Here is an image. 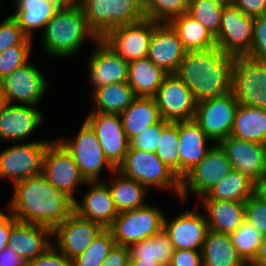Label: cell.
I'll return each instance as SVG.
<instances>
[{"label": "cell", "mask_w": 266, "mask_h": 266, "mask_svg": "<svg viewBox=\"0 0 266 266\" xmlns=\"http://www.w3.org/2000/svg\"><path fill=\"white\" fill-rule=\"evenodd\" d=\"M91 45V54H88L86 61L89 95L108 84L127 82L128 62L111 50L101 38Z\"/></svg>", "instance_id": "2e32d148"}, {"label": "cell", "mask_w": 266, "mask_h": 266, "mask_svg": "<svg viewBox=\"0 0 266 266\" xmlns=\"http://www.w3.org/2000/svg\"><path fill=\"white\" fill-rule=\"evenodd\" d=\"M241 12L253 17L266 14V0H229Z\"/></svg>", "instance_id": "f907efd6"}, {"label": "cell", "mask_w": 266, "mask_h": 266, "mask_svg": "<svg viewBox=\"0 0 266 266\" xmlns=\"http://www.w3.org/2000/svg\"><path fill=\"white\" fill-rule=\"evenodd\" d=\"M10 16L25 35L34 40L36 31L43 33L46 24L63 4L60 0H11ZM40 31V32H39Z\"/></svg>", "instance_id": "cb8c5ba5"}, {"label": "cell", "mask_w": 266, "mask_h": 266, "mask_svg": "<svg viewBox=\"0 0 266 266\" xmlns=\"http://www.w3.org/2000/svg\"><path fill=\"white\" fill-rule=\"evenodd\" d=\"M164 215L162 205L150 201L143 207L119 212L108 229L116 244L130 247L159 233Z\"/></svg>", "instance_id": "30bf717a"}, {"label": "cell", "mask_w": 266, "mask_h": 266, "mask_svg": "<svg viewBox=\"0 0 266 266\" xmlns=\"http://www.w3.org/2000/svg\"><path fill=\"white\" fill-rule=\"evenodd\" d=\"M43 112L42 107L8 103L0 113V143L35 141L31 138L43 127L46 119Z\"/></svg>", "instance_id": "e0dca14e"}, {"label": "cell", "mask_w": 266, "mask_h": 266, "mask_svg": "<svg viewBox=\"0 0 266 266\" xmlns=\"http://www.w3.org/2000/svg\"><path fill=\"white\" fill-rule=\"evenodd\" d=\"M155 153L180 178L178 122H170L162 130Z\"/></svg>", "instance_id": "f35d334b"}, {"label": "cell", "mask_w": 266, "mask_h": 266, "mask_svg": "<svg viewBox=\"0 0 266 266\" xmlns=\"http://www.w3.org/2000/svg\"><path fill=\"white\" fill-rule=\"evenodd\" d=\"M232 170V164L229 162L225 151L218 143L214 144L203 160L180 179L178 204H182L181 208H184L189 204L190 197L193 199L196 197V202L221 180L225 179Z\"/></svg>", "instance_id": "52a82bcc"}, {"label": "cell", "mask_w": 266, "mask_h": 266, "mask_svg": "<svg viewBox=\"0 0 266 266\" xmlns=\"http://www.w3.org/2000/svg\"><path fill=\"white\" fill-rule=\"evenodd\" d=\"M186 52L178 33L169 22L155 25L147 56L154 65L167 74L174 73Z\"/></svg>", "instance_id": "603a6c76"}, {"label": "cell", "mask_w": 266, "mask_h": 266, "mask_svg": "<svg viewBox=\"0 0 266 266\" xmlns=\"http://www.w3.org/2000/svg\"><path fill=\"white\" fill-rule=\"evenodd\" d=\"M65 3H86V2H109L110 0H60Z\"/></svg>", "instance_id": "6f0895ef"}, {"label": "cell", "mask_w": 266, "mask_h": 266, "mask_svg": "<svg viewBox=\"0 0 266 266\" xmlns=\"http://www.w3.org/2000/svg\"><path fill=\"white\" fill-rule=\"evenodd\" d=\"M121 4L128 6L133 0H118Z\"/></svg>", "instance_id": "94428289"}, {"label": "cell", "mask_w": 266, "mask_h": 266, "mask_svg": "<svg viewBox=\"0 0 266 266\" xmlns=\"http://www.w3.org/2000/svg\"><path fill=\"white\" fill-rule=\"evenodd\" d=\"M187 51L208 50L216 46L215 37L188 13L169 22Z\"/></svg>", "instance_id": "836d02e7"}, {"label": "cell", "mask_w": 266, "mask_h": 266, "mask_svg": "<svg viewBox=\"0 0 266 266\" xmlns=\"http://www.w3.org/2000/svg\"><path fill=\"white\" fill-rule=\"evenodd\" d=\"M89 98L92 105L88 112L120 115L136 96L127 82H121L100 87Z\"/></svg>", "instance_id": "4dcf8cb0"}, {"label": "cell", "mask_w": 266, "mask_h": 266, "mask_svg": "<svg viewBox=\"0 0 266 266\" xmlns=\"http://www.w3.org/2000/svg\"><path fill=\"white\" fill-rule=\"evenodd\" d=\"M256 190V184L247 176L233 169L230 174L216 184L199 200H226L246 202Z\"/></svg>", "instance_id": "e575fe53"}, {"label": "cell", "mask_w": 266, "mask_h": 266, "mask_svg": "<svg viewBox=\"0 0 266 266\" xmlns=\"http://www.w3.org/2000/svg\"><path fill=\"white\" fill-rule=\"evenodd\" d=\"M103 229L100 224L82 218L74 211L52 230V244L73 260L84 252Z\"/></svg>", "instance_id": "d6986e66"}, {"label": "cell", "mask_w": 266, "mask_h": 266, "mask_svg": "<svg viewBox=\"0 0 266 266\" xmlns=\"http://www.w3.org/2000/svg\"><path fill=\"white\" fill-rule=\"evenodd\" d=\"M104 181L110 189L118 213L143 207L149 202L147 197H150L148 195L152 191L140 182L123 176L117 170L107 176Z\"/></svg>", "instance_id": "83f0119b"}, {"label": "cell", "mask_w": 266, "mask_h": 266, "mask_svg": "<svg viewBox=\"0 0 266 266\" xmlns=\"http://www.w3.org/2000/svg\"><path fill=\"white\" fill-rule=\"evenodd\" d=\"M232 164L233 169L247 176L255 184L264 178L266 145L237 139L233 136L218 143Z\"/></svg>", "instance_id": "7402d4cb"}, {"label": "cell", "mask_w": 266, "mask_h": 266, "mask_svg": "<svg viewBox=\"0 0 266 266\" xmlns=\"http://www.w3.org/2000/svg\"><path fill=\"white\" fill-rule=\"evenodd\" d=\"M12 190L4 207L17 221L53 230L74 212L75 201L56 189L42 174L14 183Z\"/></svg>", "instance_id": "7a4b0ae2"}, {"label": "cell", "mask_w": 266, "mask_h": 266, "mask_svg": "<svg viewBox=\"0 0 266 266\" xmlns=\"http://www.w3.org/2000/svg\"><path fill=\"white\" fill-rule=\"evenodd\" d=\"M230 237L238 254L245 262L255 259L263 238L260 231L245 220L235 232L230 234Z\"/></svg>", "instance_id": "60d3db41"}, {"label": "cell", "mask_w": 266, "mask_h": 266, "mask_svg": "<svg viewBox=\"0 0 266 266\" xmlns=\"http://www.w3.org/2000/svg\"><path fill=\"white\" fill-rule=\"evenodd\" d=\"M228 0H189L188 14L215 37L220 29L224 4Z\"/></svg>", "instance_id": "74e56055"}, {"label": "cell", "mask_w": 266, "mask_h": 266, "mask_svg": "<svg viewBox=\"0 0 266 266\" xmlns=\"http://www.w3.org/2000/svg\"><path fill=\"white\" fill-rule=\"evenodd\" d=\"M246 221L266 236V202L254 193L245 202Z\"/></svg>", "instance_id": "f6af8a7d"}, {"label": "cell", "mask_w": 266, "mask_h": 266, "mask_svg": "<svg viewBox=\"0 0 266 266\" xmlns=\"http://www.w3.org/2000/svg\"><path fill=\"white\" fill-rule=\"evenodd\" d=\"M201 253L203 266H246L229 234L209 230Z\"/></svg>", "instance_id": "d6a6232c"}, {"label": "cell", "mask_w": 266, "mask_h": 266, "mask_svg": "<svg viewBox=\"0 0 266 266\" xmlns=\"http://www.w3.org/2000/svg\"><path fill=\"white\" fill-rule=\"evenodd\" d=\"M52 245V229L40 225L17 221L10 231L8 247L27 264Z\"/></svg>", "instance_id": "d4e9b609"}, {"label": "cell", "mask_w": 266, "mask_h": 266, "mask_svg": "<svg viewBox=\"0 0 266 266\" xmlns=\"http://www.w3.org/2000/svg\"><path fill=\"white\" fill-rule=\"evenodd\" d=\"M230 135L240 140L266 145V110L239 104Z\"/></svg>", "instance_id": "1f68e13d"}, {"label": "cell", "mask_w": 266, "mask_h": 266, "mask_svg": "<svg viewBox=\"0 0 266 266\" xmlns=\"http://www.w3.org/2000/svg\"><path fill=\"white\" fill-rule=\"evenodd\" d=\"M192 209L185 208L172 217L165 212L163 230L174 249L201 251L209 226L203 211L196 203Z\"/></svg>", "instance_id": "4fadbf2b"}, {"label": "cell", "mask_w": 266, "mask_h": 266, "mask_svg": "<svg viewBox=\"0 0 266 266\" xmlns=\"http://www.w3.org/2000/svg\"><path fill=\"white\" fill-rule=\"evenodd\" d=\"M195 203L203 211L211 231L230 235L246 220L245 202L197 200Z\"/></svg>", "instance_id": "4316f807"}, {"label": "cell", "mask_w": 266, "mask_h": 266, "mask_svg": "<svg viewBox=\"0 0 266 266\" xmlns=\"http://www.w3.org/2000/svg\"><path fill=\"white\" fill-rule=\"evenodd\" d=\"M157 23L136 15L118 0H110L102 12L100 38L129 63L148 56Z\"/></svg>", "instance_id": "3957f363"}, {"label": "cell", "mask_w": 266, "mask_h": 266, "mask_svg": "<svg viewBox=\"0 0 266 266\" xmlns=\"http://www.w3.org/2000/svg\"><path fill=\"white\" fill-rule=\"evenodd\" d=\"M180 179L207 155L215 144L193 120L178 122Z\"/></svg>", "instance_id": "484cf974"}, {"label": "cell", "mask_w": 266, "mask_h": 266, "mask_svg": "<svg viewBox=\"0 0 266 266\" xmlns=\"http://www.w3.org/2000/svg\"><path fill=\"white\" fill-rule=\"evenodd\" d=\"M264 180H266V149H265V170H264Z\"/></svg>", "instance_id": "6125c7cd"}, {"label": "cell", "mask_w": 266, "mask_h": 266, "mask_svg": "<svg viewBox=\"0 0 266 266\" xmlns=\"http://www.w3.org/2000/svg\"><path fill=\"white\" fill-rule=\"evenodd\" d=\"M231 92L239 104L266 110V63L248 54L232 55Z\"/></svg>", "instance_id": "ba28073f"}, {"label": "cell", "mask_w": 266, "mask_h": 266, "mask_svg": "<svg viewBox=\"0 0 266 266\" xmlns=\"http://www.w3.org/2000/svg\"><path fill=\"white\" fill-rule=\"evenodd\" d=\"M255 193L266 202V180L263 179L256 184Z\"/></svg>", "instance_id": "9f6ffc18"}, {"label": "cell", "mask_w": 266, "mask_h": 266, "mask_svg": "<svg viewBox=\"0 0 266 266\" xmlns=\"http://www.w3.org/2000/svg\"><path fill=\"white\" fill-rule=\"evenodd\" d=\"M3 2H4L3 0H0V14L2 13V12H1V10H2L1 8L3 7V6H2V3H3ZM0 21H2L1 18H0Z\"/></svg>", "instance_id": "be15d7a7"}, {"label": "cell", "mask_w": 266, "mask_h": 266, "mask_svg": "<svg viewBox=\"0 0 266 266\" xmlns=\"http://www.w3.org/2000/svg\"><path fill=\"white\" fill-rule=\"evenodd\" d=\"M78 132L71 136L60 135L56 139L74 158L75 163L86 181H104L116 168L103 153L95 131L83 119ZM107 171L108 175L104 176ZM107 169V170H106ZM104 176V177H103Z\"/></svg>", "instance_id": "8992f818"}, {"label": "cell", "mask_w": 266, "mask_h": 266, "mask_svg": "<svg viewBox=\"0 0 266 266\" xmlns=\"http://www.w3.org/2000/svg\"><path fill=\"white\" fill-rule=\"evenodd\" d=\"M86 114L84 120L95 131L108 161L117 169L124 161L130 146L120 115L99 112Z\"/></svg>", "instance_id": "ffe728a7"}, {"label": "cell", "mask_w": 266, "mask_h": 266, "mask_svg": "<svg viewBox=\"0 0 266 266\" xmlns=\"http://www.w3.org/2000/svg\"><path fill=\"white\" fill-rule=\"evenodd\" d=\"M167 73L148 57L128 63L127 83L136 97H154Z\"/></svg>", "instance_id": "f546056e"}, {"label": "cell", "mask_w": 266, "mask_h": 266, "mask_svg": "<svg viewBox=\"0 0 266 266\" xmlns=\"http://www.w3.org/2000/svg\"><path fill=\"white\" fill-rule=\"evenodd\" d=\"M239 103L232 92L196 104L193 120L215 144L230 136Z\"/></svg>", "instance_id": "5bb4252c"}, {"label": "cell", "mask_w": 266, "mask_h": 266, "mask_svg": "<svg viewBox=\"0 0 266 266\" xmlns=\"http://www.w3.org/2000/svg\"><path fill=\"white\" fill-rule=\"evenodd\" d=\"M251 261H266V236L262 238L258 253L255 259Z\"/></svg>", "instance_id": "db71d44e"}, {"label": "cell", "mask_w": 266, "mask_h": 266, "mask_svg": "<svg viewBox=\"0 0 266 266\" xmlns=\"http://www.w3.org/2000/svg\"><path fill=\"white\" fill-rule=\"evenodd\" d=\"M108 3L62 4L40 35L43 53L60 61L77 57L85 44L100 38L101 16Z\"/></svg>", "instance_id": "6da1fadb"}, {"label": "cell", "mask_w": 266, "mask_h": 266, "mask_svg": "<svg viewBox=\"0 0 266 266\" xmlns=\"http://www.w3.org/2000/svg\"><path fill=\"white\" fill-rule=\"evenodd\" d=\"M8 105L7 99L0 89V113L4 110V108Z\"/></svg>", "instance_id": "680465c9"}, {"label": "cell", "mask_w": 266, "mask_h": 266, "mask_svg": "<svg viewBox=\"0 0 266 266\" xmlns=\"http://www.w3.org/2000/svg\"><path fill=\"white\" fill-rule=\"evenodd\" d=\"M54 138L32 142L10 143L0 151V180L11 181V186L23 179L42 174L43 158L48 144Z\"/></svg>", "instance_id": "9c48e42d"}, {"label": "cell", "mask_w": 266, "mask_h": 266, "mask_svg": "<svg viewBox=\"0 0 266 266\" xmlns=\"http://www.w3.org/2000/svg\"><path fill=\"white\" fill-rule=\"evenodd\" d=\"M47 77L45 71L30 60L0 80V89L8 103L41 107L52 86Z\"/></svg>", "instance_id": "8fae6325"}, {"label": "cell", "mask_w": 266, "mask_h": 266, "mask_svg": "<svg viewBox=\"0 0 266 266\" xmlns=\"http://www.w3.org/2000/svg\"><path fill=\"white\" fill-rule=\"evenodd\" d=\"M255 17L241 12L229 0L224 4L216 47L229 55L248 54L253 40Z\"/></svg>", "instance_id": "9a60e30c"}, {"label": "cell", "mask_w": 266, "mask_h": 266, "mask_svg": "<svg viewBox=\"0 0 266 266\" xmlns=\"http://www.w3.org/2000/svg\"><path fill=\"white\" fill-rule=\"evenodd\" d=\"M0 266H27V263L16 252L6 246L0 251Z\"/></svg>", "instance_id": "f5cc1de1"}, {"label": "cell", "mask_w": 266, "mask_h": 266, "mask_svg": "<svg viewBox=\"0 0 266 266\" xmlns=\"http://www.w3.org/2000/svg\"><path fill=\"white\" fill-rule=\"evenodd\" d=\"M116 170L123 176L140 182L149 191L167 190L166 193L174 195L177 201L179 200L180 178L159 159L155 152L128 149L124 161Z\"/></svg>", "instance_id": "5b68a950"}, {"label": "cell", "mask_w": 266, "mask_h": 266, "mask_svg": "<svg viewBox=\"0 0 266 266\" xmlns=\"http://www.w3.org/2000/svg\"><path fill=\"white\" fill-rule=\"evenodd\" d=\"M84 187L87 189L75 200L74 211L108 229L118 215L109 187L105 181H87Z\"/></svg>", "instance_id": "44dd1931"}, {"label": "cell", "mask_w": 266, "mask_h": 266, "mask_svg": "<svg viewBox=\"0 0 266 266\" xmlns=\"http://www.w3.org/2000/svg\"><path fill=\"white\" fill-rule=\"evenodd\" d=\"M4 210L0 209V251L8 245L11 227L17 222L7 209Z\"/></svg>", "instance_id": "816d5d0a"}, {"label": "cell", "mask_w": 266, "mask_h": 266, "mask_svg": "<svg viewBox=\"0 0 266 266\" xmlns=\"http://www.w3.org/2000/svg\"><path fill=\"white\" fill-rule=\"evenodd\" d=\"M154 98L162 120L174 123L194 118L197 103L192 91L174 73L165 76Z\"/></svg>", "instance_id": "ac0fdd59"}, {"label": "cell", "mask_w": 266, "mask_h": 266, "mask_svg": "<svg viewBox=\"0 0 266 266\" xmlns=\"http://www.w3.org/2000/svg\"><path fill=\"white\" fill-rule=\"evenodd\" d=\"M115 244L111 231L103 229L84 252L73 259L74 266H101Z\"/></svg>", "instance_id": "ab89813d"}, {"label": "cell", "mask_w": 266, "mask_h": 266, "mask_svg": "<svg viewBox=\"0 0 266 266\" xmlns=\"http://www.w3.org/2000/svg\"><path fill=\"white\" fill-rule=\"evenodd\" d=\"M120 117L129 141L162 120L154 97H136Z\"/></svg>", "instance_id": "f1b7e54d"}, {"label": "cell", "mask_w": 266, "mask_h": 266, "mask_svg": "<svg viewBox=\"0 0 266 266\" xmlns=\"http://www.w3.org/2000/svg\"><path fill=\"white\" fill-rule=\"evenodd\" d=\"M169 266H203L202 253L196 250L174 249Z\"/></svg>", "instance_id": "c3c4849f"}, {"label": "cell", "mask_w": 266, "mask_h": 266, "mask_svg": "<svg viewBox=\"0 0 266 266\" xmlns=\"http://www.w3.org/2000/svg\"><path fill=\"white\" fill-rule=\"evenodd\" d=\"M130 258L129 247L115 244L101 266H128Z\"/></svg>", "instance_id": "681fc988"}, {"label": "cell", "mask_w": 266, "mask_h": 266, "mask_svg": "<svg viewBox=\"0 0 266 266\" xmlns=\"http://www.w3.org/2000/svg\"><path fill=\"white\" fill-rule=\"evenodd\" d=\"M129 250L130 260L157 261L163 266H169L174 247L168 235L162 229L152 237L131 245Z\"/></svg>", "instance_id": "8d00e7d4"}, {"label": "cell", "mask_w": 266, "mask_h": 266, "mask_svg": "<svg viewBox=\"0 0 266 266\" xmlns=\"http://www.w3.org/2000/svg\"><path fill=\"white\" fill-rule=\"evenodd\" d=\"M170 122L161 120L159 123L148 127V129L141 132L130 140L129 149H139L146 152H156L159 145L162 130Z\"/></svg>", "instance_id": "ee69618b"}, {"label": "cell", "mask_w": 266, "mask_h": 266, "mask_svg": "<svg viewBox=\"0 0 266 266\" xmlns=\"http://www.w3.org/2000/svg\"><path fill=\"white\" fill-rule=\"evenodd\" d=\"M16 21L8 14L0 21V53L16 44H33Z\"/></svg>", "instance_id": "7bdbcfd3"}, {"label": "cell", "mask_w": 266, "mask_h": 266, "mask_svg": "<svg viewBox=\"0 0 266 266\" xmlns=\"http://www.w3.org/2000/svg\"><path fill=\"white\" fill-rule=\"evenodd\" d=\"M174 74L192 91L196 103L231 91L232 55L218 47L187 51Z\"/></svg>", "instance_id": "277c9868"}, {"label": "cell", "mask_w": 266, "mask_h": 266, "mask_svg": "<svg viewBox=\"0 0 266 266\" xmlns=\"http://www.w3.org/2000/svg\"><path fill=\"white\" fill-rule=\"evenodd\" d=\"M42 175L74 201L79 196L76 194H80L81 188L87 183L74 158L55 137L46 148Z\"/></svg>", "instance_id": "7c38bea8"}, {"label": "cell", "mask_w": 266, "mask_h": 266, "mask_svg": "<svg viewBox=\"0 0 266 266\" xmlns=\"http://www.w3.org/2000/svg\"><path fill=\"white\" fill-rule=\"evenodd\" d=\"M189 0H133L128 7L138 16L155 22H170L188 12Z\"/></svg>", "instance_id": "d590c367"}, {"label": "cell", "mask_w": 266, "mask_h": 266, "mask_svg": "<svg viewBox=\"0 0 266 266\" xmlns=\"http://www.w3.org/2000/svg\"><path fill=\"white\" fill-rule=\"evenodd\" d=\"M246 266H266V261H248Z\"/></svg>", "instance_id": "91938a15"}, {"label": "cell", "mask_w": 266, "mask_h": 266, "mask_svg": "<svg viewBox=\"0 0 266 266\" xmlns=\"http://www.w3.org/2000/svg\"><path fill=\"white\" fill-rule=\"evenodd\" d=\"M248 55L266 63V14L255 17L253 40Z\"/></svg>", "instance_id": "bcb514c9"}, {"label": "cell", "mask_w": 266, "mask_h": 266, "mask_svg": "<svg viewBox=\"0 0 266 266\" xmlns=\"http://www.w3.org/2000/svg\"><path fill=\"white\" fill-rule=\"evenodd\" d=\"M27 266H74V262L52 244Z\"/></svg>", "instance_id": "7dc6e473"}, {"label": "cell", "mask_w": 266, "mask_h": 266, "mask_svg": "<svg viewBox=\"0 0 266 266\" xmlns=\"http://www.w3.org/2000/svg\"><path fill=\"white\" fill-rule=\"evenodd\" d=\"M33 44H16L0 53V80L32 59Z\"/></svg>", "instance_id": "b9f144b4"}, {"label": "cell", "mask_w": 266, "mask_h": 266, "mask_svg": "<svg viewBox=\"0 0 266 266\" xmlns=\"http://www.w3.org/2000/svg\"><path fill=\"white\" fill-rule=\"evenodd\" d=\"M128 266H163V265L157 261L130 260Z\"/></svg>", "instance_id": "11a10c76"}]
</instances>
